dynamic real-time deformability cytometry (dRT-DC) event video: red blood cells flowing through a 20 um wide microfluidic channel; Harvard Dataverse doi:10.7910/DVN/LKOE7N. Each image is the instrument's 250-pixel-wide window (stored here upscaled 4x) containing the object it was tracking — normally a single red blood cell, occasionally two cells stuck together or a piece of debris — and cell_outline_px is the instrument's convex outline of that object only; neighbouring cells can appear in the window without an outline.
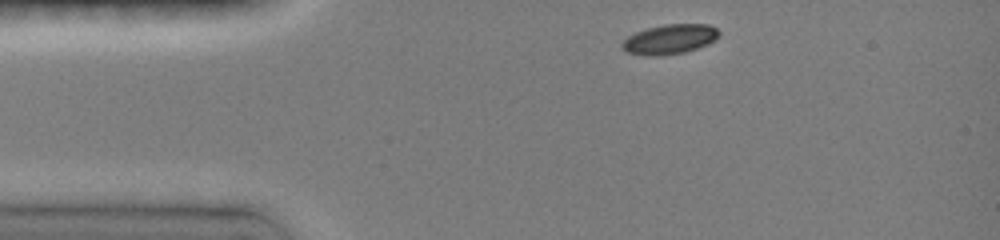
{"species": "common noctule bat (a hibernating species)", "species_latin": "Nyctalus noctula", "temperature_condition": "room temperature", "stored_images_in_passage": 5, "camera_frame_rate_fps": 3000, "um_per_image_px": 0.085, "animal": {"sex": "female", "body_mass_g": 19.0, "forearm_length_mm": 51.5}, "frame": {"image": 1, "passage_image": 1, "time_ms": 0.0, "image_size_px": [1000, 240], "cell_outline_px": [[720, 36], [716, 40], [708, 44], [684, 52], [660, 56], [644, 56], [624, 52], [620, 44], [628, 36], [636, 32], [648, 28], [664, 24], [708, 24], [716, 28], [720, 32]], "centroid_in_image_um": [56.91, 3.34], "position_along_channel_um": 28.1, "area_um2": 16.99}}
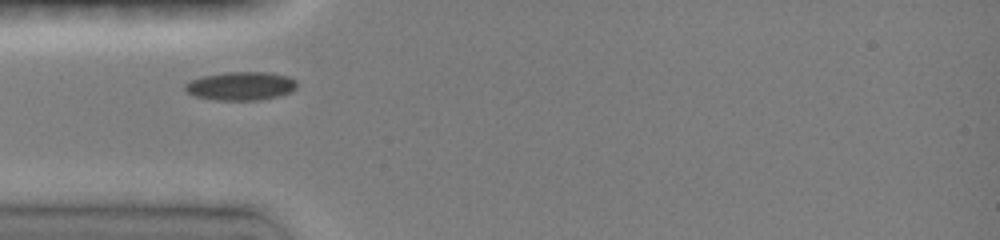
{"frame": {"image": 2, "passage_image": 4, "time_ms": 2.0, "image_size_px": [1000, 240], "cell_outline_px": [[296, 88], [288, 92], [276, 96], [260, 100], [216, 100], [192, 96], [184, 88], [184, 84], [192, 80], [204, 76], [224, 72], [268, 72], [288, 76], [296, 80]], "centroid_in_image_um": [20.44, 7.31], "position_along_channel_um": 64.6, "area_um2": 18.5}}